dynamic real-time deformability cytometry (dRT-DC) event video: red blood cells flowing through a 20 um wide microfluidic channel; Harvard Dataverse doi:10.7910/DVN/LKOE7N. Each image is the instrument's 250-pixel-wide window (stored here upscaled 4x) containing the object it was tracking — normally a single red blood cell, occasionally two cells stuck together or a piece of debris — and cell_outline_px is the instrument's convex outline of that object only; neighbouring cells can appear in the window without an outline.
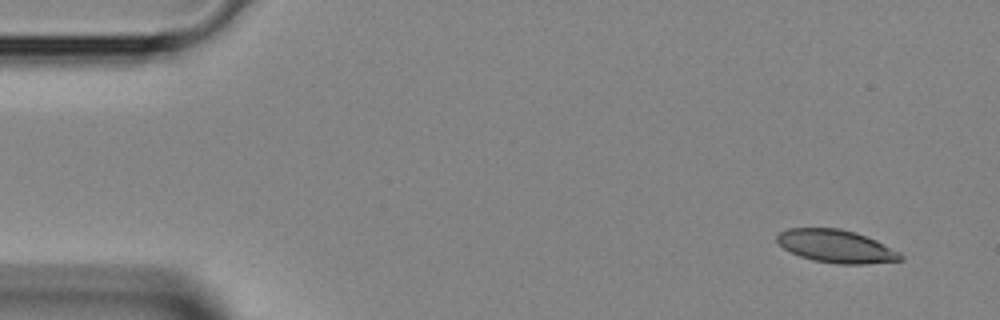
{"species": "Egyptian fruit bat (a non-hibernating species)", "species_latin": "Rousettus aegyptiacus", "temperature_condition": "room temperature", "stored_images_in_passage": 11, "camera_frame_rate_fps": 3000, "um_per_image_px": 0.085, "animal": {"sex": "female"}, "frame": {"image": 1, "passage_image": 1, "time_ms": 0.0, "image_size_px": [1000, 320], "cell_outline_px": [[904, 260], [864, 264], [836, 264], [812, 260], [800, 256], [784, 248], [776, 240], [776, 236], [780, 232], [788, 228], [840, 228], [856, 232], [876, 240], [900, 252], [904, 256]], "centroid_in_image_um": [71.1, 20.93], "position_along_channel_um": 13.9, "area_um2": 23.76}}
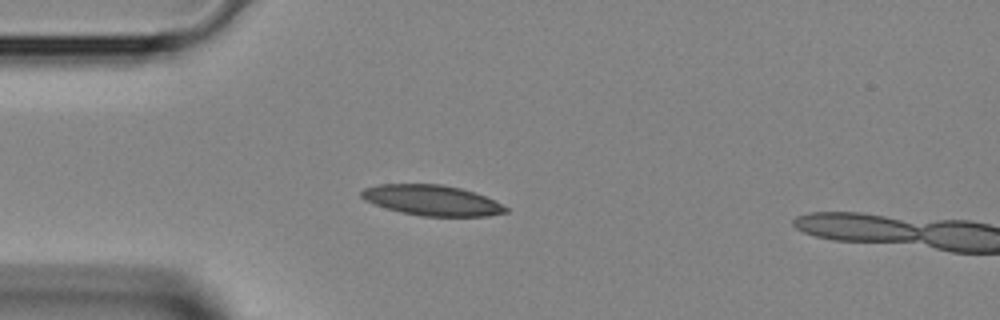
{"frame": {"image": 2, "passage_image": 9, "time_ms": 2.667, "image_size_px": [1000, 320], "cell_outline_px": [[508, 212], [488, 216], [420, 216], [400, 212], [364, 200], [360, 196], [360, 192], [364, 188], [380, 184], [440, 184], [460, 188], [476, 192], [508, 208]], "centroid_in_image_um": [36.7, 17.02], "position_along_channel_um": 48.3, "area_um2": 25.43}}